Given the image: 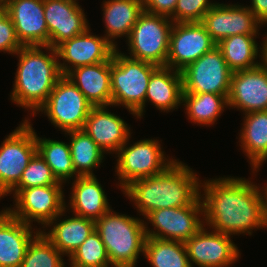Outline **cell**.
Returning a JSON list of instances; mask_svg holds the SVG:
<instances>
[{
    "instance_id": "42",
    "label": "cell",
    "mask_w": 267,
    "mask_h": 267,
    "mask_svg": "<svg viewBox=\"0 0 267 267\" xmlns=\"http://www.w3.org/2000/svg\"><path fill=\"white\" fill-rule=\"evenodd\" d=\"M263 194V209H264V222L267 228V190H262Z\"/></svg>"
},
{
    "instance_id": "31",
    "label": "cell",
    "mask_w": 267,
    "mask_h": 267,
    "mask_svg": "<svg viewBox=\"0 0 267 267\" xmlns=\"http://www.w3.org/2000/svg\"><path fill=\"white\" fill-rule=\"evenodd\" d=\"M37 152L51 168L54 177L62 184L78 177L73 167L69 143L38 137Z\"/></svg>"
},
{
    "instance_id": "36",
    "label": "cell",
    "mask_w": 267,
    "mask_h": 267,
    "mask_svg": "<svg viewBox=\"0 0 267 267\" xmlns=\"http://www.w3.org/2000/svg\"><path fill=\"white\" fill-rule=\"evenodd\" d=\"M215 4L210 0H177L176 8L169 18L174 23L201 22Z\"/></svg>"
},
{
    "instance_id": "24",
    "label": "cell",
    "mask_w": 267,
    "mask_h": 267,
    "mask_svg": "<svg viewBox=\"0 0 267 267\" xmlns=\"http://www.w3.org/2000/svg\"><path fill=\"white\" fill-rule=\"evenodd\" d=\"M66 209L56 216L45 228H50L46 232L43 228L42 233L53 243V245L68 257L95 231V221L74 215L62 219ZM58 218H61L58 219ZM59 220V221H58ZM45 231V232H44Z\"/></svg>"
},
{
    "instance_id": "8",
    "label": "cell",
    "mask_w": 267,
    "mask_h": 267,
    "mask_svg": "<svg viewBox=\"0 0 267 267\" xmlns=\"http://www.w3.org/2000/svg\"><path fill=\"white\" fill-rule=\"evenodd\" d=\"M92 107L78 87L67 76H62L35 114L44 112L55 128L68 132L83 129Z\"/></svg>"
},
{
    "instance_id": "13",
    "label": "cell",
    "mask_w": 267,
    "mask_h": 267,
    "mask_svg": "<svg viewBox=\"0 0 267 267\" xmlns=\"http://www.w3.org/2000/svg\"><path fill=\"white\" fill-rule=\"evenodd\" d=\"M216 46L201 22L173 23L166 66L181 72Z\"/></svg>"
},
{
    "instance_id": "21",
    "label": "cell",
    "mask_w": 267,
    "mask_h": 267,
    "mask_svg": "<svg viewBox=\"0 0 267 267\" xmlns=\"http://www.w3.org/2000/svg\"><path fill=\"white\" fill-rule=\"evenodd\" d=\"M12 216L6 209L0 212V267H20L27 248L41 231Z\"/></svg>"
},
{
    "instance_id": "10",
    "label": "cell",
    "mask_w": 267,
    "mask_h": 267,
    "mask_svg": "<svg viewBox=\"0 0 267 267\" xmlns=\"http://www.w3.org/2000/svg\"><path fill=\"white\" fill-rule=\"evenodd\" d=\"M62 186L58 182L55 185L12 189L7 195L13 194L15 205L6 210L26 224L31 225L34 221L45 228L56 216L69 208L64 201Z\"/></svg>"
},
{
    "instance_id": "1",
    "label": "cell",
    "mask_w": 267,
    "mask_h": 267,
    "mask_svg": "<svg viewBox=\"0 0 267 267\" xmlns=\"http://www.w3.org/2000/svg\"><path fill=\"white\" fill-rule=\"evenodd\" d=\"M230 177L201 183L204 225L232 237L266 228L262 189L251 180Z\"/></svg>"
},
{
    "instance_id": "11",
    "label": "cell",
    "mask_w": 267,
    "mask_h": 267,
    "mask_svg": "<svg viewBox=\"0 0 267 267\" xmlns=\"http://www.w3.org/2000/svg\"><path fill=\"white\" fill-rule=\"evenodd\" d=\"M201 217H204L201 198L193 205L158 209L144 217L154 228L151 230L144 222L145 233L149 238L185 243L204 226Z\"/></svg>"
},
{
    "instance_id": "29",
    "label": "cell",
    "mask_w": 267,
    "mask_h": 267,
    "mask_svg": "<svg viewBox=\"0 0 267 267\" xmlns=\"http://www.w3.org/2000/svg\"><path fill=\"white\" fill-rule=\"evenodd\" d=\"M69 135L70 153L77 176H95L93 170L104 160L105 152L82 129L65 132Z\"/></svg>"
},
{
    "instance_id": "19",
    "label": "cell",
    "mask_w": 267,
    "mask_h": 267,
    "mask_svg": "<svg viewBox=\"0 0 267 267\" xmlns=\"http://www.w3.org/2000/svg\"><path fill=\"white\" fill-rule=\"evenodd\" d=\"M228 106L243 114L267 111V71L261 64L232 73Z\"/></svg>"
},
{
    "instance_id": "28",
    "label": "cell",
    "mask_w": 267,
    "mask_h": 267,
    "mask_svg": "<svg viewBox=\"0 0 267 267\" xmlns=\"http://www.w3.org/2000/svg\"><path fill=\"white\" fill-rule=\"evenodd\" d=\"M255 38L257 35H233L217 44L232 72L252 69L261 64L255 62L258 56L261 57V47H258Z\"/></svg>"
},
{
    "instance_id": "40",
    "label": "cell",
    "mask_w": 267,
    "mask_h": 267,
    "mask_svg": "<svg viewBox=\"0 0 267 267\" xmlns=\"http://www.w3.org/2000/svg\"><path fill=\"white\" fill-rule=\"evenodd\" d=\"M262 48H261V65L266 69L267 71V34L264 38V41L262 42Z\"/></svg>"
},
{
    "instance_id": "27",
    "label": "cell",
    "mask_w": 267,
    "mask_h": 267,
    "mask_svg": "<svg viewBox=\"0 0 267 267\" xmlns=\"http://www.w3.org/2000/svg\"><path fill=\"white\" fill-rule=\"evenodd\" d=\"M244 115L239 142L255 174L267 160V111H254Z\"/></svg>"
},
{
    "instance_id": "26",
    "label": "cell",
    "mask_w": 267,
    "mask_h": 267,
    "mask_svg": "<svg viewBox=\"0 0 267 267\" xmlns=\"http://www.w3.org/2000/svg\"><path fill=\"white\" fill-rule=\"evenodd\" d=\"M103 17L105 35H103L115 48L117 38H129L132 27L139 15L144 11L143 0H104Z\"/></svg>"
},
{
    "instance_id": "16",
    "label": "cell",
    "mask_w": 267,
    "mask_h": 267,
    "mask_svg": "<svg viewBox=\"0 0 267 267\" xmlns=\"http://www.w3.org/2000/svg\"><path fill=\"white\" fill-rule=\"evenodd\" d=\"M90 27L82 34L63 41L56 47L59 69L66 76L76 67L108 61L116 49L104 36L92 35ZM72 65V66H71Z\"/></svg>"
},
{
    "instance_id": "41",
    "label": "cell",
    "mask_w": 267,
    "mask_h": 267,
    "mask_svg": "<svg viewBox=\"0 0 267 267\" xmlns=\"http://www.w3.org/2000/svg\"><path fill=\"white\" fill-rule=\"evenodd\" d=\"M8 16L7 5L4 0H0V23Z\"/></svg>"
},
{
    "instance_id": "5",
    "label": "cell",
    "mask_w": 267,
    "mask_h": 267,
    "mask_svg": "<svg viewBox=\"0 0 267 267\" xmlns=\"http://www.w3.org/2000/svg\"><path fill=\"white\" fill-rule=\"evenodd\" d=\"M158 67L130 58L116 48L110 58L112 107L122 105L137 119L142 118L149 79Z\"/></svg>"
},
{
    "instance_id": "2",
    "label": "cell",
    "mask_w": 267,
    "mask_h": 267,
    "mask_svg": "<svg viewBox=\"0 0 267 267\" xmlns=\"http://www.w3.org/2000/svg\"><path fill=\"white\" fill-rule=\"evenodd\" d=\"M196 174L187 164L175 160L163 172L136 179L121 191L145 217L158 209L193 205L201 195Z\"/></svg>"
},
{
    "instance_id": "35",
    "label": "cell",
    "mask_w": 267,
    "mask_h": 267,
    "mask_svg": "<svg viewBox=\"0 0 267 267\" xmlns=\"http://www.w3.org/2000/svg\"><path fill=\"white\" fill-rule=\"evenodd\" d=\"M58 181L54 177L51 168L38 152L29 161L22 173L19 183L13 189H24L35 186L55 185Z\"/></svg>"
},
{
    "instance_id": "22",
    "label": "cell",
    "mask_w": 267,
    "mask_h": 267,
    "mask_svg": "<svg viewBox=\"0 0 267 267\" xmlns=\"http://www.w3.org/2000/svg\"><path fill=\"white\" fill-rule=\"evenodd\" d=\"M66 76L93 106H112L110 59L76 67Z\"/></svg>"
},
{
    "instance_id": "6",
    "label": "cell",
    "mask_w": 267,
    "mask_h": 267,
    "mask_svg": "<svg viewBox=\"0 0 267 267\" xmlns=\"http://www.w3.org/2000/svg\"><path fill=\"white\" fill-rule=\"evenodd\" d=\"M173 23L169 17L143 11L126 40L128 57L166 66Z\"/></svg>"
},
{
    "instance_id": "12",
    "label": "cell",
    "mask_w": 267,
    "mask_h": 267,
    "mask_svg": "<svg viewBox=\"0 0 267 267\" xmlns=\"http://www.w3.org/2000/svg\"><path fill=\"white\" fill-rule=\"evenodd\" d=\"M232 73L216 46L181 71L183 93L228 96Z\"/></svg>"
},
{
    "instance_id": "18",
    "label": "cell",
    "mask_w": 267,
    "mask_h": 267,
    "mask_svg": "<svg viewBox=\"0 0 267 267\" xmlns=\"http://www.w3.org/2000/svg\"><path fill=\"white\" fill-rule=\"evenodd\" d=\"M78 0H44L49 46L56 48L63 41L84 33L90 26Z\"/></svg>"
},
{
    "instance_id": "4",
    "label": "cell",
    "mask_w": 267,
    "mask_h": 267,
    "mask_svg": "<svg viewBox=\"0 0 267 267\" xmlns=\"http://www.w3.org/2000/svg\"><path fill=\"white\" fill-rule=\"evenodd\" d=\"M95 231L105 245L112 267H136L144 254L146 241L144 220L119 214L112 208L95 220Z\"/></svg>"
},
{
    "instance_id": "9",
    "label": "cell",
    "mask_w": 267,
    "mask_h": 267,
    "mask_svg": "<svg viewBox=\"0 0 267 267\" xmlns=\"http://www.w3.org/2000/svg\"><path fill=\"white\" fill-rule=\"evenodd\" d=\"M29 120L25 118L0 145V199L19 183L37 152L36 132Z\"/></svg>"
},
{
    "instance_id": "15",
    "label": "cell",
    "mask_w": 267,
    "mask_h": 267,
    "mask_svg": "<svg viewBox=\"0 0 267 267\" xmlns=\"http://www.w3.org/2000/svg\"><path fill=\"white\" fill-rule=\"evenodd\" d=\"M201 23L216 44L233 35L259 36L263 25L247 6L223 3H216Z\"/></svg>"
},
{
    "instance_id": "3",
    "label": "cell",
    "mask_w": 267,
    "mask_h": 267,
    "mask_svg": "<svg viewBox=\"0 0 267 267\" xmlns=\"http://www.w3.org/2000/svg\"><path fill=\"white\" fill-rule=\"evenodd\" d=\"M16 54L19 62L10 100L34 116L62 77L58 54L51 46H22Z\"/></svg>"
},
{
    "instance_id": "23",
    "label": "cell",
    "mask_w": 267,
    "mask_h": 267,
    "mask_svg": "<svg viewBox=\"0 0 267 267\" xmlns=\"http://www.w3.org/2000/svg\"><path fill=\"white\" fill-rule=\"evenodd\" d=\"M70 212L74 215L97 220L111 207L107 195L96 176H78L72 183Z\"/></svg>"
},
{
    "instance_id": "20",
    "label": "cell",
    "mask_w": 267,
    "mask_h": 267,
    "mask_svg": "<svg viewBox=\"0 0 267 267\" xmlns=\"http://www.w3.org/2000/svg\"><path fill=\"white\" fill-rule=\"evenodd\" d=\"M108 106H93L83 130L105 153H117L131 136L128 124L107 110Z\"/></svg>"
},
{
    "instance_id": "7",
    "label": "cell",
    "mask_w": 267,
    "mask_h": 267,
    "mask_svg": "<svg viewBox=\"0 0 267 267\" xmlns=\"http://www.w3.org/2000/svg\"><path fill=\"white\" fill-rule=\"evenodd\" d=\"M129 140L130 137L116 153L118 159L115 172L122 190L136 179L163 172L176 160L165 156L158 139H143L130 146Z\"/></svg>"
},
{
    "instance_id": "38",
    "label": "cell",
    "mask_w": 267,
    "mask_h": 267,
    "mask_svg": "<svg viewBox=\"0 0 267 267\" xmlns=\"http://www.w3.org/2000/svg\"><path fill=\"white\" fill-rule=\"evenodd\" d=\"M177 0H143L144 11L170 17L175 8Z\"/></svg>"
},
{
    "instance_id": "43",
    "label": "cell",
    "mask_w": 267,
    "mask_h": 267,
    "mask_svg": "<svg viewBox=\"0 0 267 267\" xmlns=\"http://www.w3.org/2000/svg\"><path fill=\"white\" fill-rule=\"evenodd\" d=\"M261 189L267 190V184H266L265 188H264V187H262Z\"/></svg>"
},
{
    "instance_id": "32",
    "label": "cell",
    "mask_w": 267,
    "mask_h": 267,
    "mask_svg": "<svg viewBox=\"0 0 267 267\" xmlns=\"http://www.w3.org/2000/svg\"><path fill=\"white\" fill-rule=\"evenodd\" d=\"M144 256L152 267H191L185 244L179 241L147 237Z\"/></svg>"
},
{
    "instance_id": "33",
    "label": "cell",
    "mask_w": 267,
    "mask_h": 267,
    "mask_svg": "<svg viewBox=\"0 0 267 267\" xmlns=\"http://www.w3.org/2000/svg\"><path fill=\"white\" fill-rule=\"evenodd\" d=\"M63 257L41 230L29 244L20 267H65Z\"/></svg>"
},
{
    "instance_id": "25",
    "label": "cell",
    "mask_w": 267,
    "mask_h": 267,
    "mask_svg": "<svg viewBox=\"0 0 267 267\" xmlns=\"http://www.w3.org/2000/svg\"><path fill=\"white\" fill-rule=\"evenodd\" d=\"M183 84L181 72L159 66L151 75L145 95L158 110L169 112L182 105Z\"/></svg>"
},
{
    "instance_id": "17",
    "label": "cell",
    "mask_w": 267,
    "mask_h": 267,
    "mask_svg": "<svg viewBox=\"0 0 267 267\" xmlns=\"http://www.w3.org/2000/svg\"><path fill=\"white\" fill-rule=\"evenodd\" d=\"M22 46H49L44 0H4Z\"/></svg>"
},
{
    "instance_id": "37",
    "label": "cell",
    "mask_w": 267,
    "mask_h": 267,
    "mask_svg": "<svg viewBox=\"0 0 267 267\" xmlns=\"http://www.w3.org/2000/svg\"><path fill=\"white\" fill-rule=\"evenodd\" d=\"M22 45L17 39L15 28L9 15L0 23V52L15 54Z\"/></svg>"
},
{
    "instance_id": "14",
    "label": "cell",
    "mask_w": 267,
    "mask_h": 267,
    "mask_svg": "<svg viewBox=\"0 0 267 267\" xmlns=\"http://www.w3.org/2000/svg\"><path fill=\"white\" fill-rule=\"evenodd\" d=\"M205 225L194 234L185 247L191 267H229L235 263L240 250L231 236L217 231H207Z\"/></svg>"
},
{
    "instance_id": "39",
    "label": "cell",
    "mask_w": 267,
    "mask_h": 267,
    "mask_svg": "<svg viewBox=\"0 0 267 267\" xmlns=\"http://www.w3.org/2000/svg\"><path fill=\"white\" fill-rule=\"evenodd\" d=\"M247 7L263 25L267 24V0H251V5Z\"/></svg>"
},
{
    "instance_id": "30",
    "label": "cell",
    "mask_w": 267,
    "mask_h": 267,
    "mask_svg": "<svg viewBox=\"0 0 267 267\" xmlns=\"http://www.w3.org/2000/svg\"><path fill=\"white\" fill-rule=\"evenodd\" d=\"M182 104L194 124L213 125L228 106V96L213 93H183Z\"/></svg>"
},
{
    "instance_id": "34",
    "label": "cell",
    "mask_w": 267,
    "mask_h": 267,
    "mask_svg": "<svg viewBox=\"0 0 267 267\" xmlns=\"http://www.w3.org/2000/svg\"><path fill=\"white\" fill-rule=\"evenodd\" d=\"M70 267H111L104 243L96 231L69 257Z\"/></svg>"
}]
</instances>
